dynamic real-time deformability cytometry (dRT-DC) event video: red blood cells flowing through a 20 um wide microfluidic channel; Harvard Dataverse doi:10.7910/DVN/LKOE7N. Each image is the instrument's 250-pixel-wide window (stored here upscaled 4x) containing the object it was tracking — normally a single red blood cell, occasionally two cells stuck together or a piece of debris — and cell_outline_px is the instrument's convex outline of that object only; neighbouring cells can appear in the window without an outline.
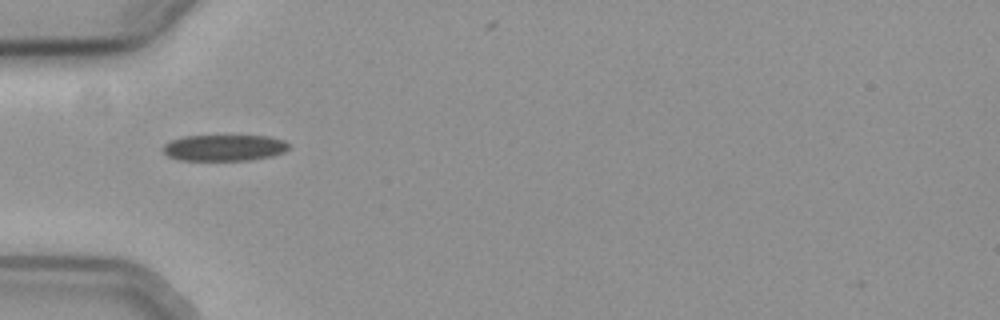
{"species": "common noctule bat (a hibernating species)", "species_latin": "Nyctalus noctula", "temperature_condition": "cold", "stored_images_in_passage": 11, "camera_frame_rate_fps": 3000, "um_per_image_px": 0.085, "animal": {"sex": "female", "body_mass_g": 19.3, "forearm_length_mm": 54.1}, "frame": {"image": 1, "passage_image": 1, "time_ms": 0.0, "image_size_px": [1000, 320], "cell_outline_px": [[288, 148], [284, 152], [272, 156], [248, 160], [176, 160], [168, 156], [160, 148], [164, 144], [172, 140], [184, 136], [268, 136], [284, 140], [288, 144]], "centroid_in_image_um": [19.02, 12.56], "position_along_channel_um": 66.0, "area_um2": 19.25}}
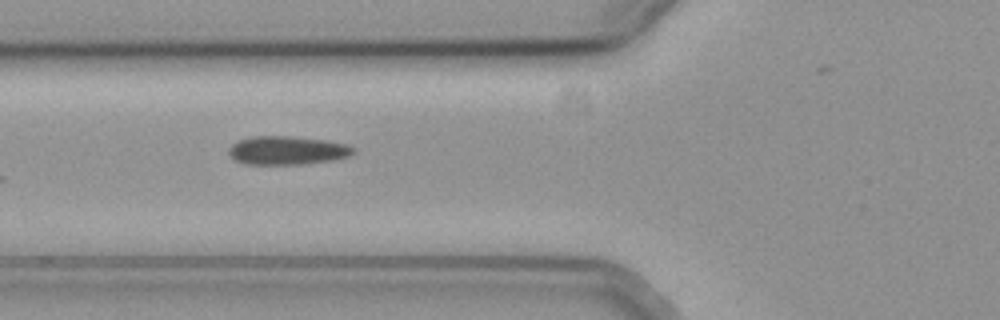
{"frame": {"image": 2, "passage_image": 4, "time_ms": 1.0, "image_size_px": [1000, 320], "cell_outline_px": [[356, 152], [348, 156], [332, 160], [304, 164], [244, 164], [236, 160], [228, 152], [228, 148], [232, 144], [240, 140], [252, 136], [292, 136], [328, 140], [348, 144], [356, 148]], "centroid_in_image_um": [24.46, 12.77], "position_along_channel_um": 101.3, "area_um2": 20.87}}
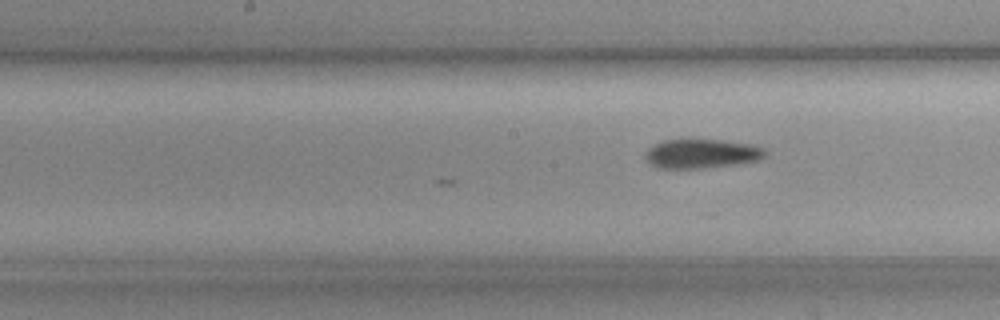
{"frame": {"image": 3, "passage_image": 11, "time_ms": 3.333, "image_size_px": [1000, 320], "cell_outline_px": [[764, 156], [756, 160], [700, 168], [656, 168], [648, 164], [644, 160], [644, 156], [648, 148], [664, 140], [720, 140], [748, 144], [764, 148]], "centroid_in_image_um": [59.51, 13.06], "position_along_channel_um": 188.7, "area_um2": 19.88}}